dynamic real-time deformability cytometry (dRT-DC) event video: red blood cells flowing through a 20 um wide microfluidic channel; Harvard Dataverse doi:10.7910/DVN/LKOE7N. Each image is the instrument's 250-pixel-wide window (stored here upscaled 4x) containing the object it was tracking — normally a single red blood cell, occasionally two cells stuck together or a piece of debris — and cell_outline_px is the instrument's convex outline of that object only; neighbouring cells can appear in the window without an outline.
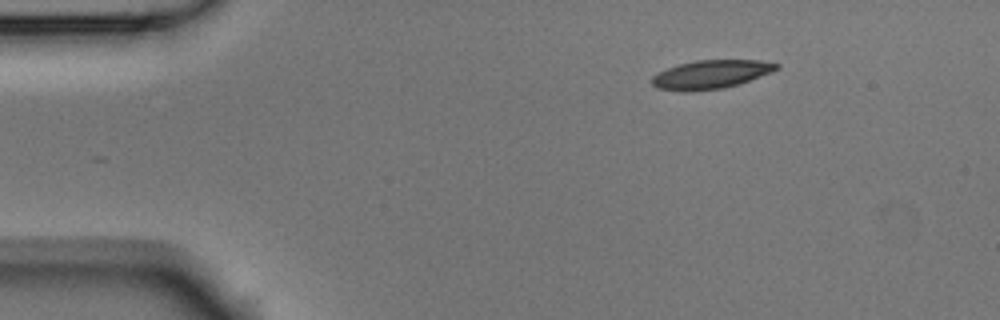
{"species": "Egyptian fruit bat (a non-hibernating species)", "species_latin": "Rousettus aegyptiacus", "temperature_condition": "room temperature", "stored_images_in_passage": 4, "segment_of_instrument_passage": [2, 2], "camera_frame_rate_fps": 3000, "um_per_image_px": 0.085, "animal": {"sex": "male"}, "frame": {"image": 1, "passage_image": 4, "time_ms": 1.0, "image_size_px": [1000, 320], "cell_outline_px": [[780, 64], [772, 72], [724, 88], [684, 92], [656, 88], [652, 84], [652, 76], [668, 68], [680, 64], [696, 60], [760, 60]], "centroid_in_image_um": [60.39, 6.33], "position_along_channel_um": 24.6, "area_um2": 20.46}}